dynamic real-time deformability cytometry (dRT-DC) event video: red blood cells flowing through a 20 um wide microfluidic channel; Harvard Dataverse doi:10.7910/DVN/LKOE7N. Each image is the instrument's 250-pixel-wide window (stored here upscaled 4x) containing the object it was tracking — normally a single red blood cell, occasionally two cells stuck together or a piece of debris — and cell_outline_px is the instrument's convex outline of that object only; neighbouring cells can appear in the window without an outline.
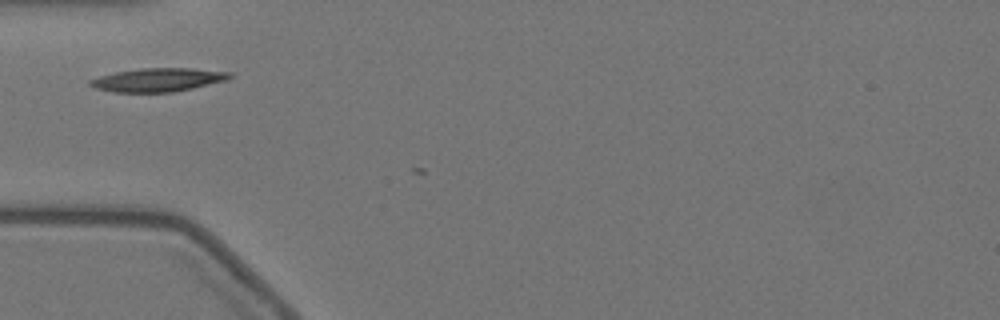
{"species": "Egyptian fruit bat (a non-hibernating species)", "species_latin": "Rousettus aegyptiacus", "temperature_condition": "warm", "stored_images_in_passage": 2, "camera_frame_rate_fps": 3000, "um_per_image_px": 0.085, "animal": {"sex": "female"}, "frame": {"image": 1, "passage_image": 1, "time_ms": 0.0, "image_size_px": [1000, 320], "cell_outline_px": [[232, 76], [224, 80], [192, 88], [172, 92], [116, 92], [96, 88], [88, 84], [88, 80], [100, 76], [116, 72], [140, 68], [192, 68], [232, 72]], "centroid_in_image_um": [13.41, 6.78], "position_along_channel_um": 71.6, "area_um2": 18.9}}